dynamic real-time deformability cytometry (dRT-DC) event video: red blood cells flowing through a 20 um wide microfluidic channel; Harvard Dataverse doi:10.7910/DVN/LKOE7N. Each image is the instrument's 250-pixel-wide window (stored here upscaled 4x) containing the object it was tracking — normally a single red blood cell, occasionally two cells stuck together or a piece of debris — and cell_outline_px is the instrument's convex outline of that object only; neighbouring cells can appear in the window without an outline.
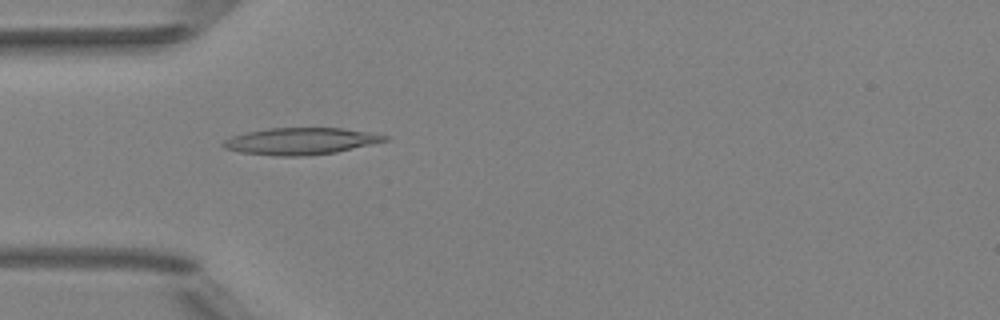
{"species": "Egyptian fruit bat (a non-hibernating species)", "species_latin": "Rousettus aegyptiacus", "temperature_condition": "room temperature", "stored_images_in_passage": 5, "camera_frame_rate_fps": 3000, "um_per_image_px": 0.085, "animal": {"sex": "female"}, "frame": {"image": 1, "passage_image": 4, "time_ms": 1.0, "image_size_px": [1000, 320], "cell_outline_px": [[388, 140], [372, 144], [336, 152], [300, 156], [276, 156], [240, 152], [224, 148], [220, 144], [224, 140], [232, 136], [248, 132], [268, 128], [340, 128], [388, 136]], "centroid_in_image_um": [25.5, 12.0], "position_along_channel_um": 59.5, "area_um2": 24.91}}
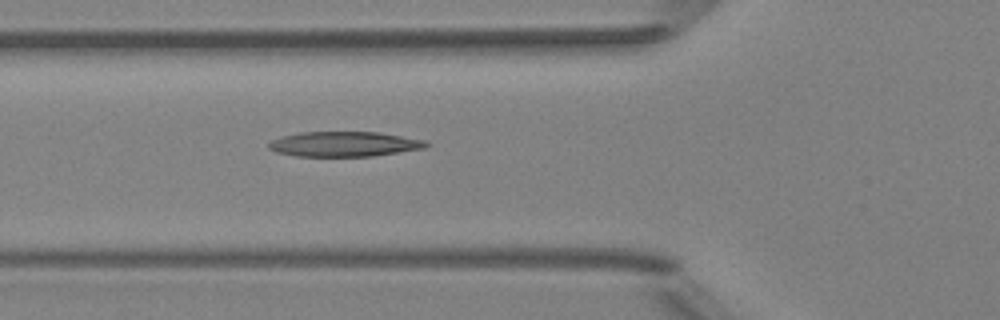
{"frame": {"image": 2, "passage_image": 5, "time_ms": 1.333, "image_size_px": [1000, 320], "cell_outline_px": [[432, 144], [424, 148], [372, 156], [296, 156], [276, 152], [268, 148], [268, 144], [272, 140], [280, 136], [300, 132], [380, 132], [428, 140]], "centroid_in_image_um": [29.29, 12.24], "position_along_channel_um": 96.5, "area_um2": 23.12}}